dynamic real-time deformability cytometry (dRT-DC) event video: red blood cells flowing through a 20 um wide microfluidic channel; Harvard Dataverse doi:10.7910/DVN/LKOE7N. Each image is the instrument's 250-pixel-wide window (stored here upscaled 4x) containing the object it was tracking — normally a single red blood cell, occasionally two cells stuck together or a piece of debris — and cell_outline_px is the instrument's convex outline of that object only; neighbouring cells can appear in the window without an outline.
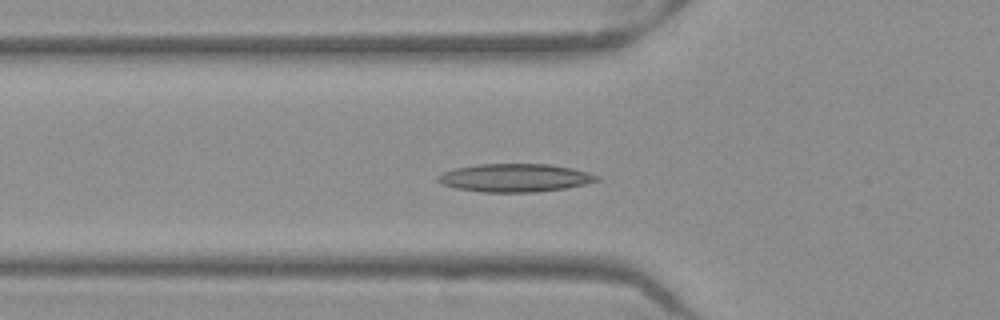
{"species": "Egyptian fruit bat (a non-hibernating species)", "species_latin": "Rousettus aegyptiacus", "temperature_condition": "warm", "stored_images_in_passage": 37, "camera_frame_rate_fps": 3000, "um_per_image_px": 0.085, "frame": {"image": 1, "passage_image": 2, "time_ms": 0.333, "image_size_px": [1000, 320], "cell_outline_px": [[600, 180], [584, 184], [564, 188], [536, 192], [480, 192], [456, 188], [440, 184], [436, 180], [436, 176], [444, 172], [456, 168], [476, 164], [552, 164], [572, 168], [588, 172], [600, 176]], "centroid_in_image_um": [43.75, 15.11], "position_along_channel_um": 82.0, "area_um2": 26.18}}
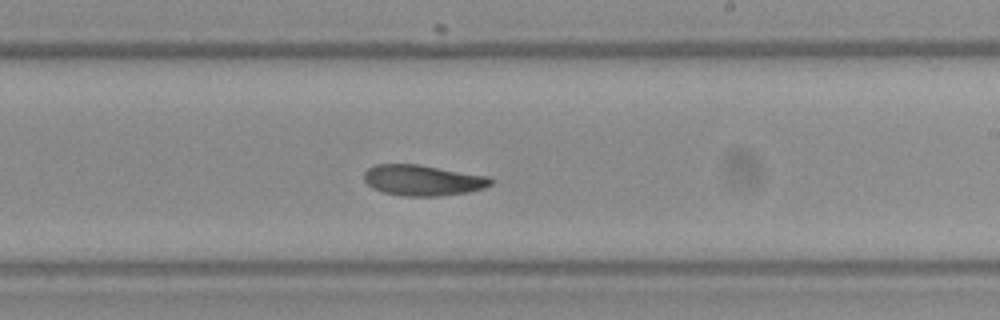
{"frame": {"image": 2, "passage_image": 15, "time_ms": 4.667, "image_size_px": [1000, 320], "cell_outline_px": [[492, 184], [484, 188], [468, 192], [440, 196], [404, 196], [384, 192], [372, 188], [364, 180], [364, 172], [368, 168], [376, 164], [420, 164], [488, 176], [492, 180]], "centroid_in_image_um": [35.93, 15.31], "position_along_channel_um": 253.1, "area_um2": 22.77}}
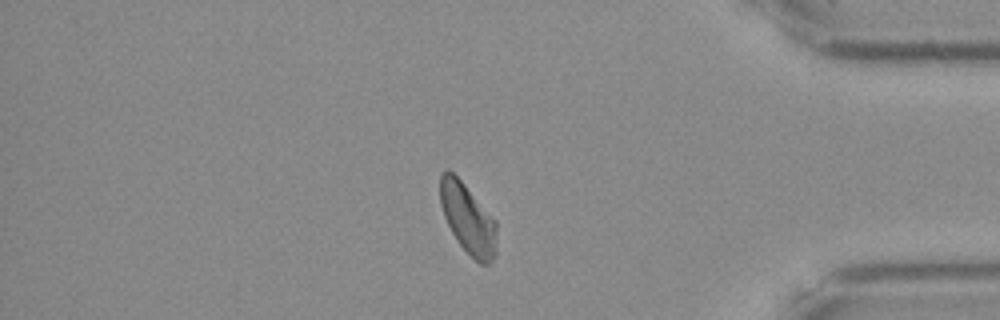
{"frame": {"image": 3, "passage_image": 28, "time_ms": 9.0, "image_size_px": [1000, 320], "cell_outline_px": [[496, 256], [488, 264], [480, 264], [456, 240], [444, 216], [440, 204], [440, 176], [448, 168], [464, 184], [496, 220]], "centroid_in_image_um": [39.78, 18.6], "position_along_channel_um": 395.4, "area_um2": 22.83}, "authors_computed_cell_mechanics": {"area_um2": 22.9466, "velocity_mm_per_s": 3.9377, "shape_relaxation_time_tau1_ms": 6.9612, "shape_relaxation_time_tau2_ms": 9.6945, "deformation_change_tau1": 0.1409, "deformation_change_tau2": 0.1674}}